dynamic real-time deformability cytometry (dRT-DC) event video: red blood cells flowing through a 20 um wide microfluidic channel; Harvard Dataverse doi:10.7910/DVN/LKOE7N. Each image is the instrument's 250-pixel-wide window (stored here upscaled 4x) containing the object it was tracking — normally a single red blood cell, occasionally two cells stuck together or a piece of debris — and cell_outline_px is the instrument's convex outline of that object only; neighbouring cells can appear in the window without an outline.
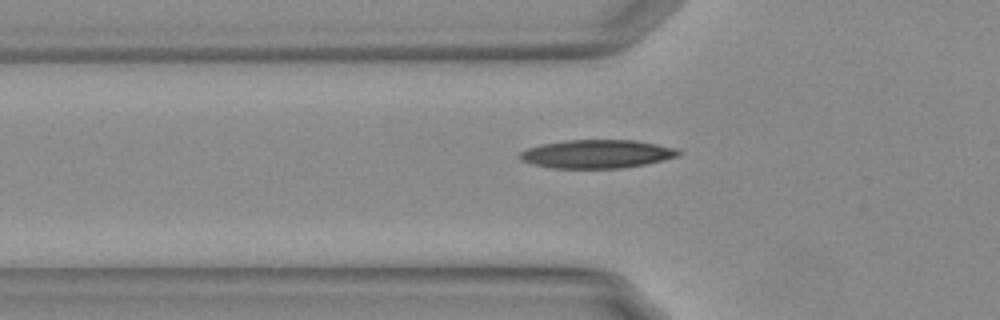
{"species": "Egyptian fruit bat (a non-hibernating species)", "species_latin": "Rousettus aegyptiacus", "temperature_condition": "warm", "stored_images_in_passage": 41, "camera_frame_rate_fps": 3000, "um_per_image_px": 0.085, "animal": {"sex": "female"}, "frame": {"image": 1, "passage_image": 9, "time_ms": 2.667, "image_size_px": [1000, 320], "cell_outline_px": [[680, 152], [676, 156], [644, 164], [620, 168], [548, 168], [532, 164], [520, 160], [520, 152], [528, 148], [540, 144], [564, 140], [636, 140], [676, 148]], "centroid_in_image_um": [50.66, 13.08], "position_along_channel_um": 75.1, "area_um2": 26.13}}
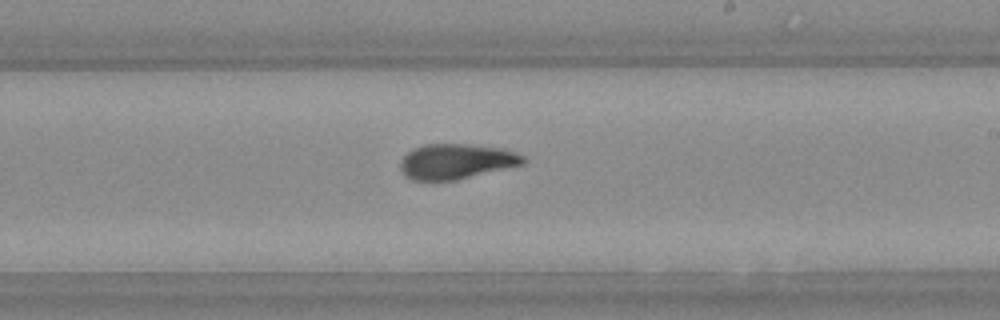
{"frame": {"image": 2, "passage_image": 23, "time_ms": 7.333, "image_size_px": [1000, 320], "cell_outline_px": [[524, 164], [456, 180], [412, 180], [404, 176], [400, 168], [400, 160], [408, 152], [424, 144], [464, 144], [500, 148], [524, 156]], "centroid_in_image_um": [38.73, 13.73], "position_along_channel_um": 250.3, "area_um2": 24.91}}
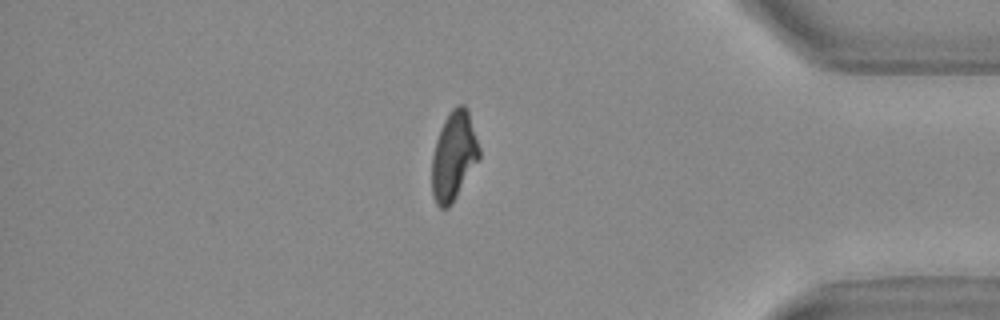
{"frame": {"image": 3, "passage_image": 37, "time_ms": 12.0, "image_size_px": [1000, 320], "cell_outline_px": [[480, 156], [452, 204], [448, 208], [440, 208], [436, 204], [432, 196], [432, 156], [436, 140], [440, 128], [444, 120], [452, 108], [456, 104], [464, 104], [468, 108], [480, 148]], "centroid_in_image_um": [38.56, 13.23], "position_along_channel_um": 396.6, "area_um2": 24.57}, "authors_computed_cell_mechanics": {"area_um2": 24.854, "velocity_mm_per_s": 3.7445, "shape_relaxation_time_tau1_ms": 10.505, "shape_relaxation_time_tau2_ms": 2.3095, "deformation_change_tau1": 0.2906, "deformation_change_tau2": 0.0906}}